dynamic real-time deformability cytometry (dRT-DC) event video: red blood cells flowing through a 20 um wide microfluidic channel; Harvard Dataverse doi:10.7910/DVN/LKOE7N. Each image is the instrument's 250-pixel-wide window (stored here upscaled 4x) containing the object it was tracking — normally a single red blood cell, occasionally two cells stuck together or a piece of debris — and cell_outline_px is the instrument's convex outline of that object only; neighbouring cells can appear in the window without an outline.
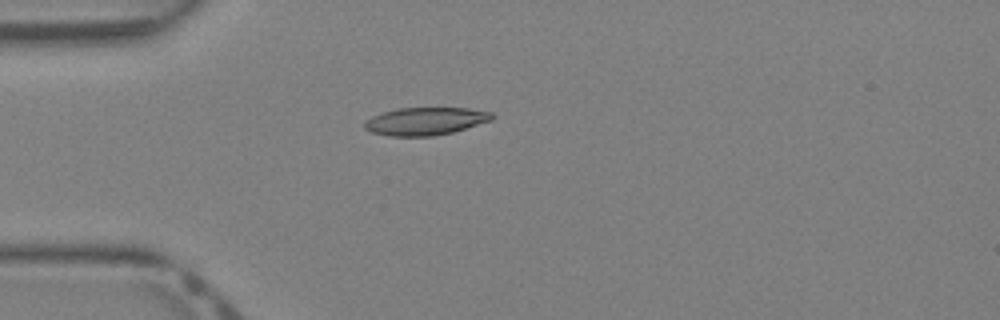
{"species": "Egyptian fruit bat (a non-hibernating species)", "species_latin": "Rousettus aegyptiacus", "temperature_condition": "warm", "stored_images_in_passage": 30, "camera_frame_rate_fps": 3000, "um_per_image_px": 0.085, "animal": {"sex": "female"}, "frame": {"image": 1, "passage_image": 1, "time_ms": 0.0, "image_size_px": [1000, 320], "cell_outline_px": [[496, 116], [492, 120], [452, 132], [432, 136], [388, 136], [372, 132], [364, 128], [364, 124], [372, 116], [396, 108], [468, 108], [492, 112]], "centroid_in_image_um": [36.18, 10.3], "position_along_channel_um": 48.8, "area_um2": 20.52}}
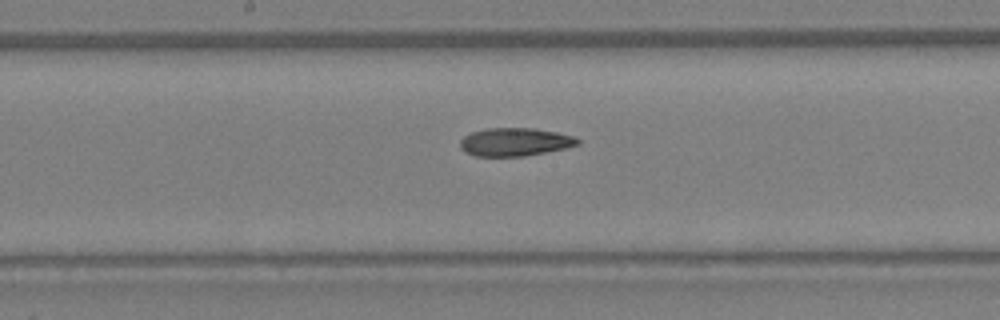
{"frame": {"image": 2, "passage_image": 11, "time_ms": 3.333, "image_size_px": [1000, 320], "cell_outline_px": [[580, 144], [564, 148], [524, 156], [476, 156], [460, 148], [460, 140], [464, 136], [472, 132], [484, 128], [536, 128], [556, 132], [572, 136], [580, 140]], "centroid_in_image_um": [43.75, 12.05], "position_along_channel_um": 204.4, "area_um2": 19.13}}
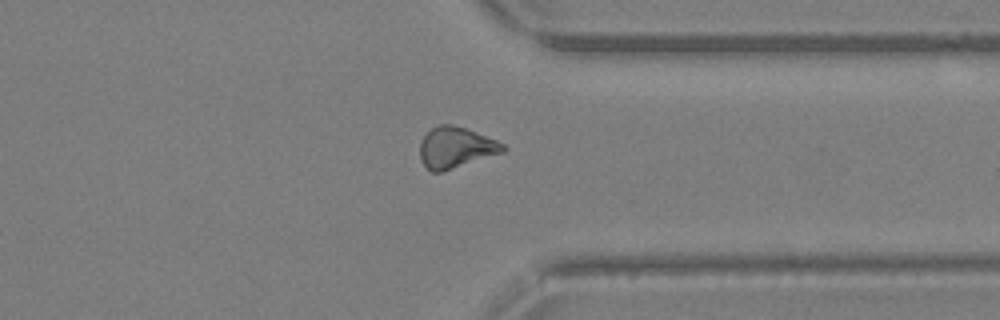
{"frame": {"image": 3, "passage_image": 21, "time_ms": 6.667, "image_size_px": [1000, 320], "cell_outline_px": [[508, 148], [504, 152], [440, 172], [432, 172], [420, 160], [420, 140], [432, 128], [440, 124], [452, 124], [476, 132], [496, 140], [504, 144]], "centroid_in_image_um": [38.74, 12.53], "position_along_channel_um": 372.7, "area_um2": 19.65}}